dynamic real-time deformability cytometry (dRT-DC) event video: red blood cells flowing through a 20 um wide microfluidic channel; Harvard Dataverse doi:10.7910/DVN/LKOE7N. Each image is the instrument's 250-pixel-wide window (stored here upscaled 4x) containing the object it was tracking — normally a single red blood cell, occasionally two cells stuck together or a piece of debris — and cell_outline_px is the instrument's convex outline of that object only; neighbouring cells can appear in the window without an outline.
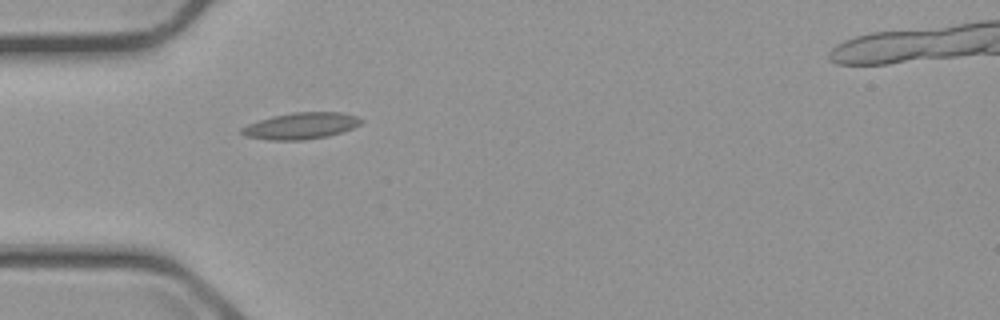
{"species": "common noctule bat (a hibernating species)", "species_latin": "Nyctalus noctula", "temperature_condition": "cold", "stored_images_in_passage": 5, "camera_frame_rate_fps": 3000, "um_per_image_px": 0.085, "animal": {"sex": "male", "body_mass_g": 23.1, "forearm_length_mm": 52.7}, "frame": {"image": 1, "passage_image": 5, "time_ms": 4.667, "image_size_px": [1000, 320], "cell_outline_px": [[364, 120], [360, 124], [352, 128], [340, 132], [324, 136], [304, 140], [268, 140], [244, 136], [240, 132], [240, 128], [248, 124], [272, 116], [292, 112], [340, 112], [356, 116]], "centroid_in_image_um": [25.54, 10.69], "position_along_channel_um": 59.5, "area_um2": 18.32}}